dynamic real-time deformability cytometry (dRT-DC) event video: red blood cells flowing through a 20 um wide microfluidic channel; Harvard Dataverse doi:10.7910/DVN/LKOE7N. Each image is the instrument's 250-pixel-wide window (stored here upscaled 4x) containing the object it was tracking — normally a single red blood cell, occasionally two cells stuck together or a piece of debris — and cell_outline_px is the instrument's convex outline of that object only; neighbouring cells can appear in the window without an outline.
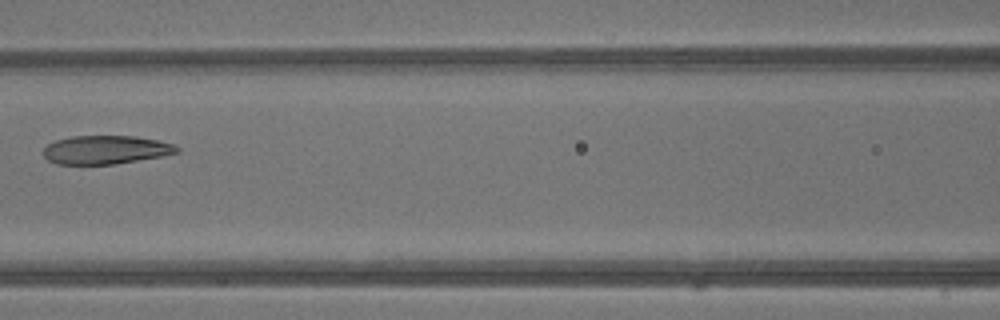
{"species": "common noctule bat (a hibernating species)", "species_latin": "Nyctalus noctula", "temperature_condition": "warm", "stored_images_in_passage": 5, "camera_frame_rate_fps": 3000, "um_per_image_px": 0.085, "animal": {"sex": "male", "body_mass_g": 13.3}, "frame": {"image": 1, "passage_image": 5, "time_ms": 1.333, "image_size_px": [1000, 320], "cell_outline_px": [[180, 152], [160, 156], [116, 164], [56, 164], [48, 160], [40, 152], [48, 144], [56, 140], [72, 136], [136, 136], [156, 140], [172, 144], [180, 148]], "centroid_in_image_um": [8.95, 12.73], "position_along_channel_um": 157.7, "area_um2": 22.2}}